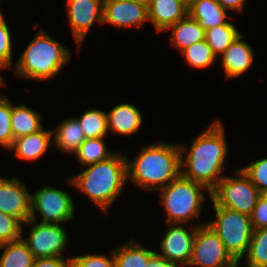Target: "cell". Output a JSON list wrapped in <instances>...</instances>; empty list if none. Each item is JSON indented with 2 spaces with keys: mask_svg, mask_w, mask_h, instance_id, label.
<instances>
[{
  "mask_svg": "<svg viewBox=\"0 0 267 267\" xmlns=\"http://www.w3.org/2000/svg\"><path fill=\"white\" fill-rule=\"evenodd\" d=\"M108 132L112 134L131 135L138 131L142 124V114L133 104L122 103L106 113Z\"/></svg>",
  "mask_w": 267,
  "mask_h": 267,
  "instance_id": "e0dca14e",
  "label": "cell"
},
{
  "mask_svg": "<svg viewBox=\"0 0 267 267\" xmlns=\"http://www.w3.org/2000/svg\"><path fill=\"white\" fill-rule=\"evenodd\" d=\"M247 267H267V228L255 229L244 256Z\"/></svg>",
  "mask_w": 267,
  "mask_h": 267,
  "instance_id": "83f0119b",
  "label": "cell"
},
{
  "mask_svg": "<svg viewBox=\"0 0 267 267\" xmlns=\"http://www.w3.org/2000/svg\"><path fill=\"white\" fill-rule=\"evenodd\" d=\"M235 176H224L211 191L210 199L217 206L251 216L262 194L241 168L235 170Z\"/></svg>",
  "mask_w": 267,
  "mask_h": 267,
  "instance_id": "52a82bcc",
  "label": "cell"
},
{
  "mask_svg": "<svg viewBox=\"0 0 267 267\" xmlns=\"http://www.w3.org/2000/svg\"><path fill=\"white\" fill-rule=\"evenodd\" d=\"M2 248L0 267H32L35 258L22 238L0 245Z\"/></svg>",
  "mask_w": 267,
  "mask_h": 267,
  "instance_id": "cb8c5ba5",
  "label": "cell"
},
{
  "mask_svg": "<svg viewBox=\"0 0 267 267\" xmlns=\"http://www.w3.org/2000/svg\"><path fill=\"white\" fill-rule=\"evenodd\" d=\"M104 138L85 139L80 145L75 156L83 166L107 160L114 154L107 150Z\"/></svg>",
  "mask_w": 267,
  "mask_h": 267,
  "instance_id": "484cf974",
  "label": "cell"
},
{
  "mask_svg": "<svg viewBox=\"0 0 267 267\" xmlns=\"http://www.w3.org/2000/svg\"><path fill=\"white\" fill-rule=\"evenodd\" d=\"M12 102L0 93V145L10 149L14 137L11 128Z\"/></svg>",
  "mask_w": 267,
  "mask_h": 267,
  "instance_id": "f546056e",
  "label": "cell"
},
{
  "mask_svg": "<svg viewBox=\"0 0 267 267\" xmlns=\"http://www.w3.org/2000/svg\"><path fill=\"white\" fill-rule=\"evenodd\" d=\"M137 4L145 6L148 9V6L151 3V0H134Z\"/></svg>",
  "mask_w": 267,
  "mask_h": 267,
  "instance_id": "f35d334b",
  "label": "cell"
},
{
  "mask_svg": "<svg viewBox=\"0 0 267 267\" xmlns=\"http://www.w3.org/2000/svg\"><path fill=\"white\" fill-rule=\"evenodd\" d=\"M169 229L166 230L162 241H160V250L162 253H157L166 258L169 262L177 267L187 266L192 258L193 241L197 226L193 225L190 232L183 227L182 223H167ZM182 225V226H181Z\"/></svg>",
  "mask_w": 267,
  "mask_h": 267,
  "instance_id": "8fae6325",
  "label": "cell"
},
{
  "mask_svg": "<svg viewBox=\"0 0 267 267\" xmlns=\"http://www.w3.org/2000/svg\"><path fill=\"white\" fill-rule=\"evenodd\" d=\"M86 139L105 137L108 133L106 112L89 109L77 117Z\"/></svg>",
  "mask_w": 267,
  "mask_h": 267,
  "instance_id": "4316f807",
  "label": "cell"
},
{
  "mask_svg": "<svg viewBox=\"0 0 267 267\" xmlns=\"http://www.w3.org/2000/svg\"><path fill=\"white\" fill-rule=\"evenodd\" d=\"M184 1L189 4L192 0H184Z\"/></svg>",
  "mask_w": 267,
  "mask_h": 267,
  "instance_id": "b9f144b4",
  "label": "cell"
},
{
  "mask_svg": "<svg viewBox=\"0 0 267 267\" xmlns=\"http://www.w3.org/2000/svg\"><path fill=\"white\" fill-rule=\"evenodd\" d=\"M111 257L103 254L78 255L71 258V267H115L113 250L110 251Z\"/></svg>",
  "mask_w": 267,
  "mask_h": 267,
  "instance_id": "836d02e7",
  "label": "cell"
},
{
  "mask_svg": "<svg viewBox=\"0 0 267 267\" xmlns=\"http://www.w3.org/2000/svg\"><path fill=\"white\" fill-rule=\"evenodd\" d=\"M188 15L204 30L229 23L226 10L216 0H192L188 4Z\"/></svg>",
  "mask_w": 267,
  "mask_h": 267,
  "instance_id": "d6986e66",
  "label": "cell"
},
{
  "mask_svg": "<svg viewBox=\"0 0 267 267\" xmlns=\"http://www.w3.org/2000/svg\"><path fill=\"white\" fill-rule=\"evenodd\" d=\"M74 200L63 189L43 186L31 194L30 219L36 221V212L42 217L41 223L60 224L74 217Z\"/></svg>",
  "mask_w": 267,
  "mask_h": 267,
  "instance_id": "ba28073f",
  "label": "cell"
},
{
  "mask_svg": "<svg viewBox=\"0 0 267 267\" xmlns=\"http://www.w3.org/2000/svg\"><path fill=\"white\" fill-rule=\"evenodd\" d=\"M53 144L65 153L76 154L84 142L85 135L77 118L62 121L56 129H52Z\"/></svg>",
  "mask_w": 267,
  "mask_h": 267,
  "instance_id": "ffe728a7",
  "label": "cell"
},
{
  "mask_svg": "<svg viewBox=\"0 0 267 267\" xmlns=\"http://www.w3.org/2000/svg\"><path fill=\"white\" fill-rule=\"evenodd\" d=\"M127 161V181L144 190H159L181 175L179 144L162 141L142 146L141 152Z\"/></svg>",
  "mask_w": 267,
  "mask_h": 267,
  "instance_id": "7a4b0ae2",
  "label": "cell"
},
{
  "mask_svg": "<svg viewBox=\"0 0 267 267\" xmlns=\"http://www.w3.org/2000/svg\"><path fill=\"white\" fill-rule=\"evenodd\" d=\"M52 130H44L43 127L34 133L14 139L9 150L14 151L17 158L34 161L41 158L50 146Z\"/></svg>",
  "mask_w": 267,
  "mask_h": 267,
  "instance_id": "ac0fdd59",
  "label": "cell"
},
{
  "mask_svg": "<svg viewBox=\"0 0 267 267\" xmlns=\"http://www.w3.org/2000/svg\"><path fill=\"white\" fill-rule=\"evenodd\" d=\"M222 67L225 77L235 78L246 72L254 62L252 47L240 34L222 54Z\"/></svg>",
  "mask_w": 267,
  "mask_h": 267,
  "instance_id": "2e32d148",
  "label": "cell"
},
{
  "mask_svg": "<svg viewBox=\"0 0 267 267\" xmlns=\"http://www.w3.org/2000/svg\"><path fill=\"white\" fill-rule=\"evenodd\" d=\"M135 240L113 249L115 267H145L148 260L156 253L145 249Z\"/></svg>",
  "mask_w": 267,
  "mask_h": 267,
  "instance_id": "603a6c76",
  "label": "cell"
},
{
  "mask_svg": "<svg viewBox=\"0 0 267 267\" xmlns=\"http://www.w3.org/2000/svg\"><path fill=\"white\" fill-rule=\"evenodd\" d=\"M239 262H237L235 265H233L232 267H238Z\"/></svg>",
  "mask_w": 267,
  "mask_h": 267,
  "instance_id": "60d3db41",
  "label": "cell"
},
{
  "mask_svg": "<svg viewBox=\"0 0 267 267\" xmlns=\"http://www.w3.org/2000/svg\"><path fill=\"white\" fill-rule=\"evenodd\" d=\"M12 39L9 27L0 11V65L4 69L12 66Z\"/></svg>",
  "mask_w": 267,
  "mask_h": 267,
  "instance_id": "d6a6232c",
  "label": "cell"
},
{
  "mask_svg": "<svg viewBox=\"0 0 267 267\" xmlns=\"http://www.w3.org/2000/svg\"><path fill=\"white\" fill-rule=\"evenodd\" d=\"M147 11L148 21L160 32L188 15V3L184 0H151Z\"/></svg>",
  "mask_w": 267,
  "mask_h": 267,
  "instance_id": "9a60e30c",
  "label": "cell"
},
{
  "mask_svg": "<svg viewBox=\"0 0 267 267\" xmlns=\"http://www.w3.org/2000/svg\"><path fill=\"white\" fill-rule=\"evenodd\" d=\"M236 26L229 22L205 30V41L216 56L222 55L232 42L240 35Z\"/></svg>",
  "mask_w": 267,
  "mask_h": 267,
  "instance_id": "d4e9b609",
  "label": "cell"
},
{
  "mask_svg": "<svg viewBox=\"0 0 267 267\" xmlns=\"http://www.w3.org/2000/svg\"><path fill=\"white\" fill-rule=\"evenodd\" d=\"M23 224L14 216L0 211V245L22 237Z\"/></svg>",
  "mask_w": 267,
  "mask_h": 267,
  "instance_id": "4dcf8cb0",
  "label": "cell"
},
{
  "mask_svg": "<svg viewBox=\"0 0 267 267\" xmlns=\"http://www.w3.org/2000/svg\"><path fill=\"white\" fill-rule=\"evenodd\" d=\"M114 151L107 160L87 165L88 168L68 178L69 184L87 195L107 214L127 181V157Z\"/></svg>",
  "mask_w": 267,
  "mask_h": 267,
  "instance_id": "3957f363",
  "label": "cell"
},
{
  "mask_svg": "<svg viewBox=\"0 0 267 267\" xmlns=\"http://www.w3.org/2000/svg\"><path fill=\"white\" fill-rule=\"evenodd\" d=\"M32 225L28 238H22L34 258L64 257L61 254L67 246L68 236L65 229L56 223H36L32 219L23 223Z\"/></svg>",
  "mask_w": 267,
  "mask_h": 267,
  "instance_id": "30bf717a",
  "label": "cell"
},
{
  "mask_svg": "<svg viewBox=\"0 0 267 267\" xmlns=\"http://www.w3.org/2000/svg\"><path fill=\"white\" fill-rule=\"evenodd\" d=\"M148 21V11L145 6L134 0H109L103 3V23L128 28H141Z\"/></svg>",
  "mask_w": 267,
  "mask_h": 267,
  "instance_id": "5bb4252c",
  "label": "cell"
},
{
  "mask_svg": "<svg viewBox=\"0 0 267 267\" xmlns=\"http://www.w3.org/2000/svg\"><path fill=\"white\" fill-rule=\"evenodd\" d=\"M215 219L206 224L214 230L230 256L239 262L246 255L252 238L253 227L250 216L212 202Z\"/></svg>",
  "mask_w": 267,
  "mask_h": 267,
  "instance_id": "8992f818",
  "label": "cell"
},
{
  "mask_svg": "<svg viewBox=\"0 0 267 267\" xmlns=\"http://www.w3.org/2000/svg\"><path fill=\"white\" fill-rule=\"evenodd\" d=\"M253 230L267 228V198L262 194L250 216Z\"/></svg>",
  "mask_w": 267,
  "mask_h": 267,
  "instance_id": "e575fe53",
  "label": "cell"
},
{
  "mask_svg": "<svg viewBox=\"0 0 267 267\" xmlns=\"http://www.w3.org/2000/svg\"><path fill=\"white\" fill-rule=\"evenodd\" d=\"M225 138V129L222 123L220 120H214L193 140L190 149L179 143L181 175L203 184L212 191L224 177L220 174L223 172V165L228 154Z\"/></svg>",
  "mask_w": 267,
  "mask_h": 267,
  "instance_id": "6da1fadb",
  "label": "cell"
},
{
  "mask_svg": "<svg viewBox=\"0 0 267 267\" xmlns=\"http://www.w3.org/2000/svg\"><path fill=\"white\" fill-rule=\"evenodd\" d=\"M66 260H64V257L36 258L32 267H71V258Z\"/></svg>",
  "mask_w": 267,
  "mask_h": 267,
  "instance_id": "d590c367",
  "label": "cell"
},
{
  "mask_svg": "<svg viewBox=\"0 0 267 267\" xmlns=\"http://www.w3.org/2000/svg\"><path fill=\"white\" fill-rule=\"evenodd\" d=\"M17 177H0V211L17 218L22 224L30 219L31 194Z\"/></svg>",
  "mask_w": 267,
  "mask_h": 267,
  "instance_id": "4fadbf2b",
  "label": "cell"
},
{
  "mask_svg": "<svg viewBox=\"0 0 267 267\" xmlns=\"http://www.w3.org/2000/svg\"><path fill=\"white\" fill-rule=\"evenodd\" d=\"M181 53L189 66L198 69L210 67L217 59V56L205 40L192 44L190 47L181 51Z\"/></svg>",
  "mask_w": 267,
  "mask_h": 267,
  "instance_id": "f1b7e54d",
  "label": "cell"
},
{
  "mask_svg": "<svg viewBox=\"0 0 267 267\" xmlns=\"http://www.w3.org/2000/svg\"><path fill=\"white\" fill-rule=\"evenodd\" d=\"M0 69H4V68L0 65ZM3 80H4L3 77L0 75V86H4L5 85Z\"/></svg>",
  "mask_w": 267,
  "mask_h": 267,
  "instance_id": "ab89813d",
  "label": "cell"
},
{
  "mask_svg": "<svg viewBox=\"0 0 267 267\" xmlns=\"http://www.w3.org/2000/svg\"><path fill=\"white\" fill-rule=\"evenodd\" d=\"M236 263L214 230L207 224L197 226L189 266L232 267Z\"/></svg>",
  "mask_w": 267,
  "mask_h": 267,
  "instance_id": "9c48e42d",
  "label": "cell"
},
{
  "mask_svg": "<svg viewBox=\"0 0 267 267\" xmlns=\"http://www.w3.org/2000/svg\"><path fill=\"white\" fill-rule=\"evenodd\" d=\"M225 10L242 11L246 0H216Z\"/></svg>",
  "mask_w": 267,
  "mask_h": 267,
  "instance_id": "74e56055",
  "label": "cell"
},
{
  "mask_svg": "<svg viewBox=\"0 0 267 267\" xmlns=\"http://www.w3.org/2000/svg\"><path fill=\"white\" fill-rule=\"evenodd\" d=\"M145 267H177L166 258L157 254V252L148 260Z\"/></svg>",
  "mask_w": 267,
  "mask_h": 267,
  "instance_id": "8d00e7d4",
  "label": "cell"
},
{
  "mask_svg": "<svg viewBox=\"0 0 267 267\" xmlns=\"http://www.w3.org/2000/svg\"><path fill=\"white\" fill-rule=\"evenodd\" d=\"M167 29L172 31L171 45L178 48L180 52L196 42L205 40V30L189 15Z\"/></svg>",
  "mask_w": 267,
  "mask_h": 267,
  "instance_id": "44dd1931",
  "label": "cell"
},
{
  "mask_svg": "<svg viewBox=\"0 0 267 267\" xmlns=\"http://www.w3.org/2000/svg\"><path fill=\"white\" fill-rule=\"evenodd\" d=\"M159 190L160 203L167 213V223L183 224L195 217L199 218L205 201L203 190H206L211 198V191L206 186L182 175Z\"/></svg>",
  "mask_w": 267,
  "mask_h": 267,
  "instance_id": "5b68a950",
  "label": "cell"
},
{
  "mask_svg": "<svg viewBox=\"0 0 267 267\" xmlns=\"http://www.w3.org/2000/svg\"><path fill=\"white\" fill-rule=\"evenodd\" d=\"M69 24L78 49L94 22L103 23L102 0H67Z\"/></svg>",
  "mask_w": 267,
  "mask_h": 267,
  "instance_id": "7c38bea8",
  "label": "cell"
},
{
  "mask_svg": "<svg viewBox=\"0 0 267 267\" xmlns=\"http://www.w3.org/2000/svg\"><path fill=\"white\" fill-rule=\"evenodd\" d=\"M70 52L41 28L22 52L15 71L20 77L44 81L56 76L69 63Z\"/></svg>",
  "mask_w": 267,
  "mask_h": 267,
  "instance_id": "277c9868",
  "label": "cell"
},
{
  "mask_svg": "<svg viewBox=\"0 0 267 267\" xmlns=\"http://www.w3.org/2000/svg\"><path fill=\"white\" fill-rule=\"evenodd\" d=\"M261 194L267 192V157L241 168Z\"/></svg>",
  "mask_w": 267,
  "mask_h": 267,
  "instance_id": "1f68e13d",
  "label": "cell"
},
{
  "mask_svg": "<svg viewBox=\"0 0 267 267\" xmlns=\"http://www.w3.org/2000/svg\"><path fill=\"white\" fill-rule=\"evenodd\" d=\"M42 127L40 113L23 104H12L11 128L14 139L37 132Z\"/></svg>",
  "mask_w": 267,
  "mask_h": 267,
  "instance_id": "7402d4cb",
  "label": "cell"
}]
</instances>
